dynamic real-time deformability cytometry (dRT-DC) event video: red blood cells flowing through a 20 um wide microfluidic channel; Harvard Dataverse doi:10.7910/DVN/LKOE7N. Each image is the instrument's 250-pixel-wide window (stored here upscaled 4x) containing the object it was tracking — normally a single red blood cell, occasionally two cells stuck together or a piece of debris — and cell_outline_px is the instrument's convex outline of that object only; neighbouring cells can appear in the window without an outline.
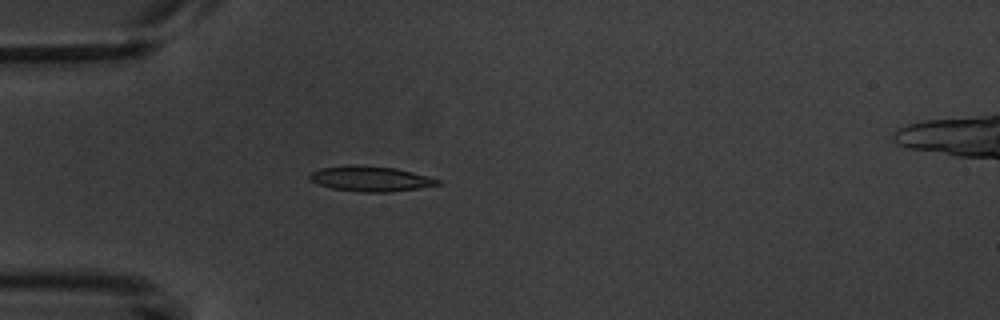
{"species": "common noctule bat (a hibernating species)", "species_latin": "Nyctalus noctula", "temperature_condition": "warm", "stored_images_in_passage": 3, "camera_frame_rate_fps": 3000, "um_per_image_px": 0.085, "animal": {"sex": "male", "body_mass_g": 20.1, "forearm_length_mm": 53.5}, "frame": {"image": 1, "passage_image": 3, "time_ms": 3.333, "image_size_px": [1000, 320], "cell_outline_px": [[440, 184], [416, 188], [388, 192], [364, 192], [332, 188], [308, 180], [308, 176], [312, 172], [320, 168], [352, 164], [396, 168], [428, 176], [440, 180]], "centroid_in_image_um": [31.46, 15.18], "position_along_channel_um": 53.5, "area_um2": 18.61}}